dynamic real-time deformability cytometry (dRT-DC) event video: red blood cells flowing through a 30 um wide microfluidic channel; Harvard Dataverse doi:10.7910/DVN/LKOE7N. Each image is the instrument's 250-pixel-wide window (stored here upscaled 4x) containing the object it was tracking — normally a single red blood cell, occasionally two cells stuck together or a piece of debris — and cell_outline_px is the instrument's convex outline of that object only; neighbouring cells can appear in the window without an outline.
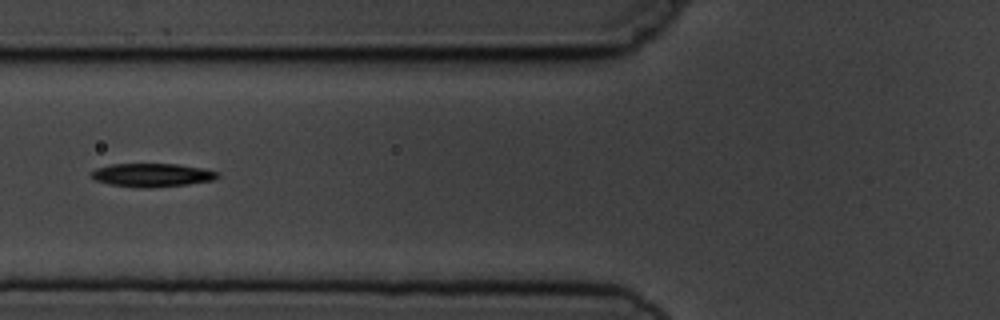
{"species": "common noctule bat (a hibernating species)", "species_latin": "Nyctalus noctula", "temperature_condition": "cold", "stored_images_in_passage": 2, "camera_frame_rate_fps": 3000, "um_per_image_px": 0.085, "animal": {"sex": "male", "body_mass_g": 19.5, "forearm_length_mm": 54.6}, "frame": {"image": 1, "passage_image": 2, "time_ms": 1.0, "image_size_px": [1000, 320], "cell_outline_px": [[220, 176], [212, 180], [188, 184], [148, 188], [136, 188], [108, 184], [96, 180], [88, 176], [96, 168], [112, 164], [176, 164], [200, 168], [220, 172]], "centroid_in_image_um": [12.89, 14.89], "position_along_channel_um": 112.9, "area_um2": 17.28}}